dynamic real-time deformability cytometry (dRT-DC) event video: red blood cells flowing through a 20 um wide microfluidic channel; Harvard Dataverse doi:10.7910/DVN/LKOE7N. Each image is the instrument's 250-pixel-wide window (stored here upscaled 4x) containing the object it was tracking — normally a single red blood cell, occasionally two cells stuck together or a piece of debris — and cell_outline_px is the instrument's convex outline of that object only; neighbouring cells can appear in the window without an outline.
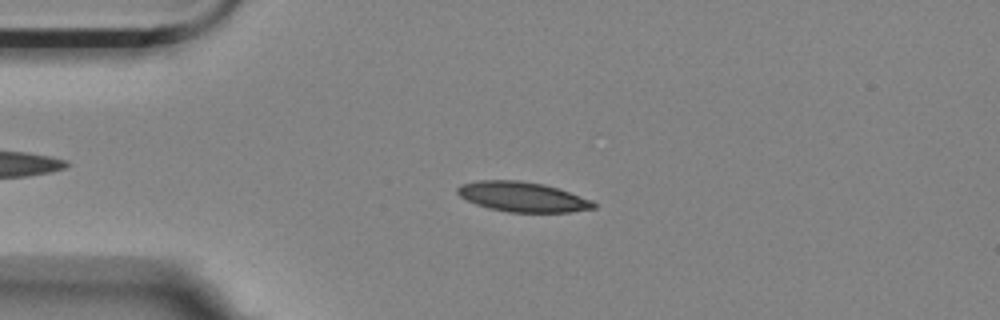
{"species": "Egyptian fruit bat (a non-hibernating species)", "species_latin": "Rousettus aegyptiacus", "temperature_condition": "room temperature", "stored_images_in_passage": 4, "camera_frame_rate_fps": 3000, "um_per_image_px": 0.085, "animal": {"sex": "female"}, "frame": {"image": 1, "passage_image": 3, "time_ms": 0.667, "image_size_px": [1000, 320], "cell_outline_px": [[596, 208], [568, 212], [508, 212], [488, 208], [476, 204], [460, 196], [456, 192], [456, 188], [460, 184], [476, 180], [520, 180], [544, 184], [560, 188], [592, 200], [596, 204]], "centroid_in_image_um": [44.41, 16.72], "position_along_channel_um": 40.6, "area_um2": 23.93}}